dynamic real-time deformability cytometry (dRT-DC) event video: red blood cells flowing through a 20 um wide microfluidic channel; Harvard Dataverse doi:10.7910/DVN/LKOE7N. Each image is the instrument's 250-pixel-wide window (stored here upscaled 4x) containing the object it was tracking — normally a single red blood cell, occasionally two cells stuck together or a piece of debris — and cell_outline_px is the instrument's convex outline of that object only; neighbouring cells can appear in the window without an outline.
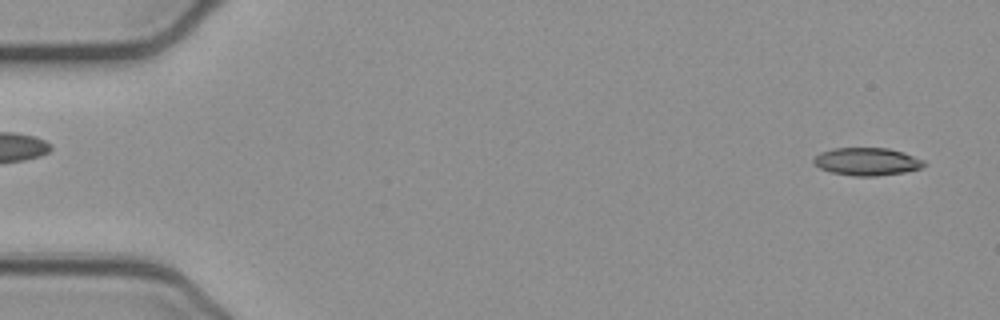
{"species": "common noctule bat (a hibernating species)", "species_latin": "Nyctalus noctula", "temperature_condition": "cold", "stored_images_in_passage": 52, "camera_frame_rate_fps": 3000, "um_per_image_px": 0.085, "animal": {"sex": "female", "body_mass_g": 21.9}, "frame": {"image": 1, "passage_image": 2, "time_ms": 0.333, "image_size_px": [1000, 320], "cell_outline_px": [[928, 164], [920, 168], [904, 172], [876, 176], [852, 176], [832, 172], [820, 168], [812, 164], [812, 160], [820, 152], [832, 148], [888, 148], [904, 152], [924, 160]], "centroid_in_image_um": [73.68, 13.73], "position_along_channel_um": 11.3, "area_um2": 17.98}}
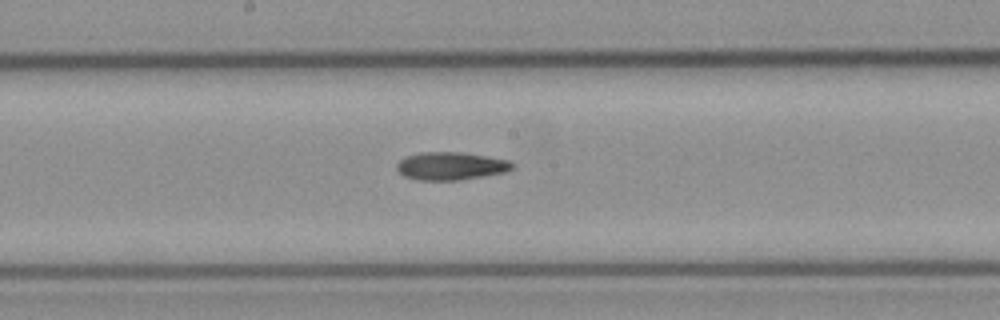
{"frame": {"image": 2, "passage_image": 27, "time_ms": 8.667, "image_size_px": [1000, 320], "cell_outline_px": [[516, 168], [504, 172], [460, 180], [420, 180], [404, 176], [396, 168], [396, 164], [400, 160], [408, 156], [420, 152], [460, 152], [488, 156], [508, 160], [516, 164]], "centroid_in_image_um": [38.36, 14.1], "position_along_channel_um": 209.8, "area_um2": 18.79}}
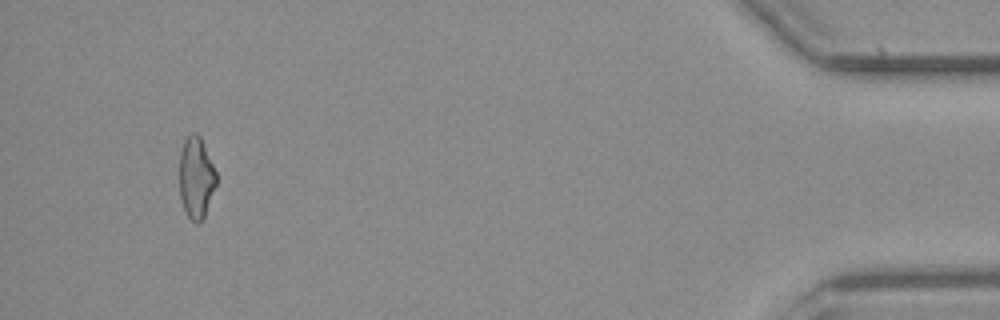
{"frame": {"image": 3, "passage_image": 49, "time_ms": 16.0, "image_size_px": [1000, 320], "cell_outline_px": [[216, 184], [204, 216], [196, 224], [184, 212], [180, 196], [180, 152], [184, 140], [192, 132], [196, 132], [200, 136], [216, 172]], "centroid_in_image_um": [16.65, 15.09], "position_along_channel_um": 418.5, "area_um2": 17.28}}